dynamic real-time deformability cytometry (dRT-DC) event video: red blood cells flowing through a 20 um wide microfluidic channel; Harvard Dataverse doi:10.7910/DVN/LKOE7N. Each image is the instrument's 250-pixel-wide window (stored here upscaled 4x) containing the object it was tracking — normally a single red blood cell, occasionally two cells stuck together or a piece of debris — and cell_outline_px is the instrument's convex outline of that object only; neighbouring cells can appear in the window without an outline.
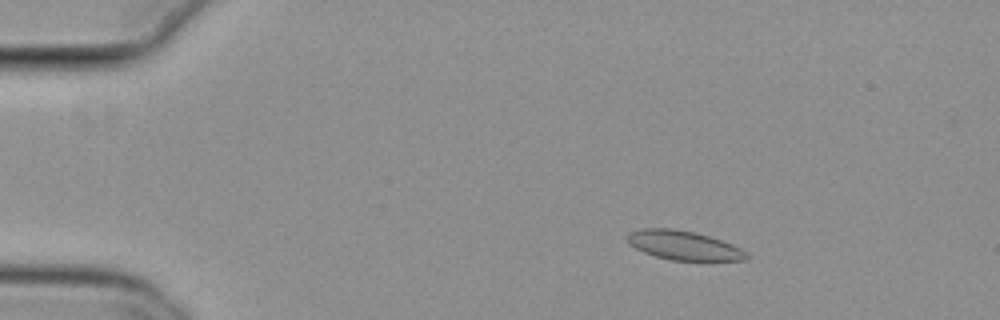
{"species": "common noctule bat (a hibernating species)", "species_latin": "Nyctalus noctula", "temperature_condition": "cold", "stored_images_in_passage": 55, "camera_frame_rate_fps": 3000, "um_per_image_px": 0.085, "animal": {"sex": "female", "body_mass_g": 29.2, "forearm_length_mm": 56.3}, "frame": {"image": 1, "passage_image": 9, "time_ms": 2.667, "image_size_px": [1000, 320], "cell_outline_px": [[748, 260], [672, 260], [656, 256], [644, 252], [628, 244], [628, 232], [640, 228], [672, 228], [696, 232], [732, 244], [740, 248], [748, 256]], "centroid_in_image_um": [58.07, 20.84], "position_along_channel_um": 26.9, "area_um2": 20.06}}
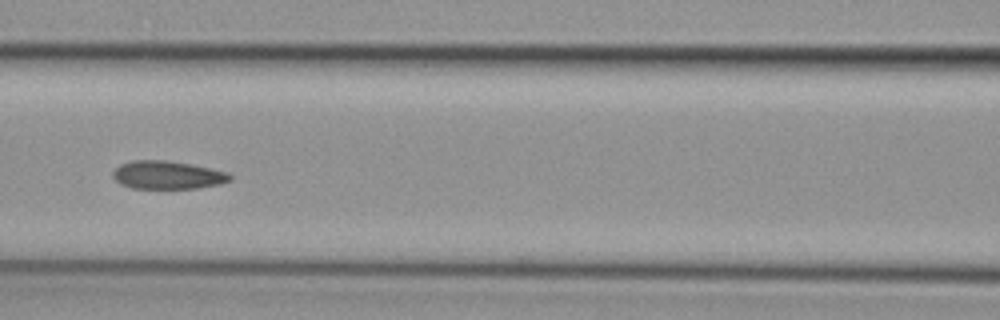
{"frame": {"image": 2, "passage_image": 25, "time_ms": 8.0, "image_size_px": [1000, 320], "cell_outline_px": [[232, 180], [220, 184], [200, 188], [132, 188], [120, 184], [112, 176], [112, 172], [120, 164], [132, 160], [164, 160], [188, 164], [228, 172], [232, 176]], "centroid_in_image_um": [14.23, 14.88], "position_along_channel_um": 152.4, "area_um2": 19.13}}
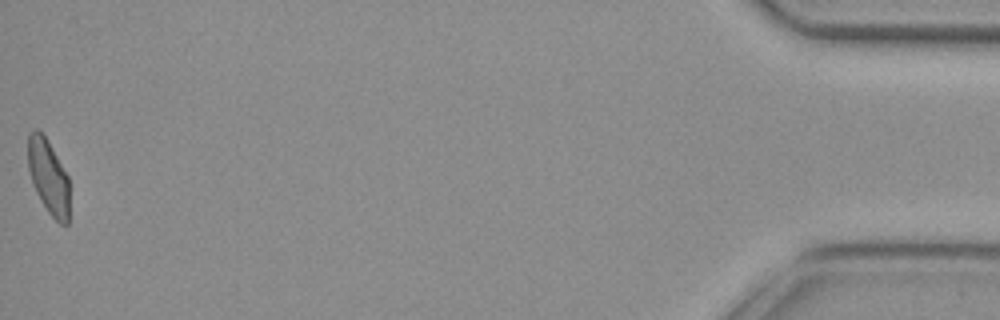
{"frame": {"image": 3, "passage_image": 55, "time_ms": 18.0, "image_size_px": [1000, 320], "cell_outline_px": [[68, 224], [60, 224], [48, 212], [40, 200], [32, 184], [28, 168], [28, 136], [32, 128], [36, 128], [44, 136], [68, 176]], "centroid_in_image_um": [4.09, 15.03], "position_along_channel_um": 431.1, "area_um2": 17.74}}